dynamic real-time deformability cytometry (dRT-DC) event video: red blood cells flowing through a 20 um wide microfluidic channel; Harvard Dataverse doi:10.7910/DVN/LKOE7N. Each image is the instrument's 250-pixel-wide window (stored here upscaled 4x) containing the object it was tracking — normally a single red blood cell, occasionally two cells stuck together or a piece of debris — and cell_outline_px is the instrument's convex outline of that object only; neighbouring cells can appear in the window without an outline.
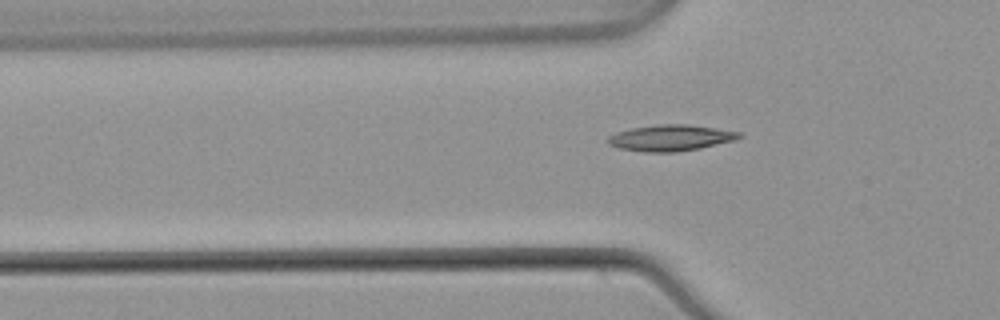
{"species": "common noctule bat (a hibernating species)", "species_latin": "Nyctalus noctula", "temperature_condition": "warm", "stored_images_in_passage": 37, "camera_frame_rate_fps": 3000, "um_per_image_px": 0.085, "animal": {"sex": "male", "body_mass_g": 21.5, "forearm_length_mm": 52.0}, "frame": {"image": 1, "passage_image": 3, "time_ms": 0.667, "image_size_px": [1000, 320], "cell_outline_px": [[744, 136], [736, 140], [700, 148], [676, 152], [644, 152], [620, 148], [608, 144], [604, 140], [608, 136], [616, 132], [632, 128], [656, 124], [688, 124], [716, 128], [740, 132]], "centroid_in_image_um": [56.99, 11.71], "position_along_channel_um": 68.8, "area_um2": 20.17}}
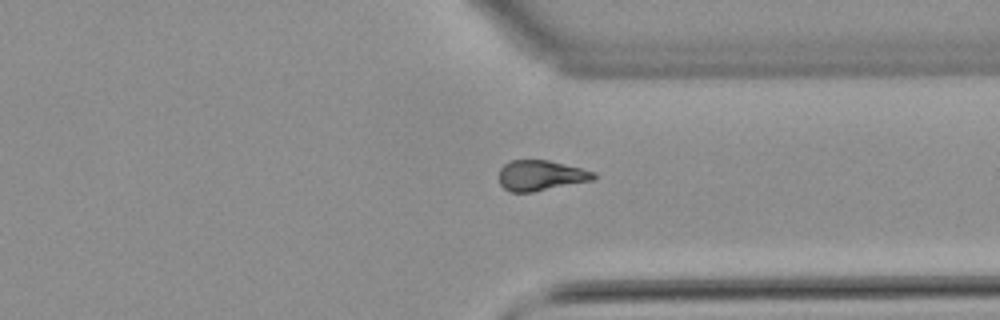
{"frame": {"image": 2, "passage_image": 26, "time_ms": 8.333, "image_size_px": [1000, 320], "cell_outline_px": [[600, 176], [596, 180], [532, 192], [508, 192], [500, 184], [496, 176], [500, 168], [504, 164], [512, 160], [548, 160], [596, 172]], "centroid_in_image_um": [45.97, 14.92], "position_along_channel_um": 365.4, "area_um2": 17.17}}
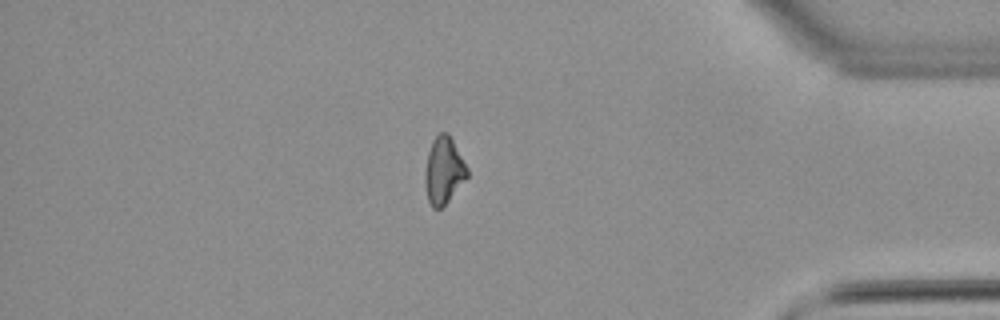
{"frame": {"image": 3, "passage_image": 31, "time_ms": 10.0, "image_size_px": [1000, 320], "cell_outline_px": [[468, 176], [448, 200], [440, 208], [432, 208], [428, 200], [424, 184], [424, 172], [428, 152], [432, 140], [440, 132], [448, 132], [468, 168]], "centroid_in_image_um": [37.69, 14.47], "position_along_channel_um": 397.5, "area_um2": 16.36}}